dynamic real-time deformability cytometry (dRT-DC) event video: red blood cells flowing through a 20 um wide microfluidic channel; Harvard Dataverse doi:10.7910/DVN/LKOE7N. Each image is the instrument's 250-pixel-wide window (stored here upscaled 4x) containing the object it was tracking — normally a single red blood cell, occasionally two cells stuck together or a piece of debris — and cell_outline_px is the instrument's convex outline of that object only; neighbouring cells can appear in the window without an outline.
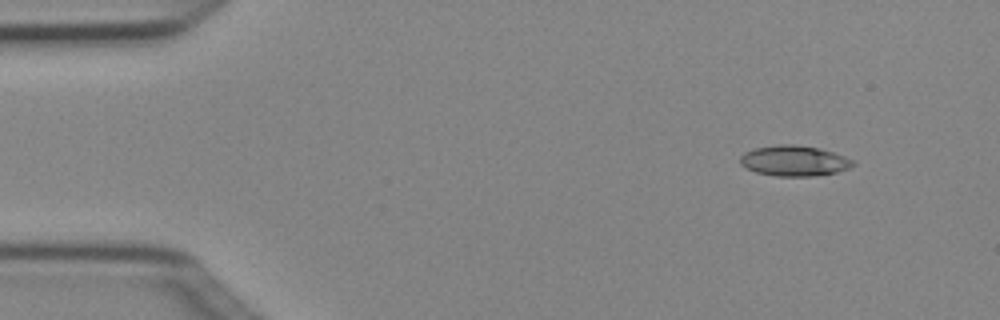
{"species": "Egyptian fruit bat (a non-hibernating species)", "species_latin": "Rousettus aegyptiacus", "temperature_condition": "cold", "stored_images_in_passage": 6, "camera_frame_rate_fps": 3000, "um_per_image_px": 0.085, "animal": {"sex": "female"}, "frame": {"image": 1, "passage_image": 2, "time_ms": 0.333, "image_size_px": [1000, 320], "cell_outline_px": [[856, 164], [848, 168], [836, 172], [812, 176], [776, 176], [756, 172], [744, 168], [740, 164], [740, 156], [744, 152], [756, 148], [776, 144], [792, 144], [820, 148], [856, 160]], "centroid_in_image_um": [67.49, 13.66], "position_along_channel_um": 17.5, "area_um2": 20.17}}
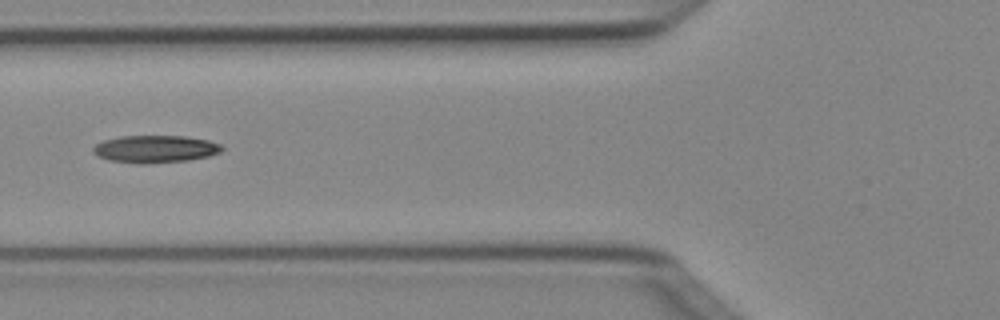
{"frame": {"image": 2, "passage_image": 6, "time_ms": 1.667, "image_size_px": [1000, 320], "cell_outline_px": [[224, 148], [220, 152], [208, 156], [188, 160], [144, 164], [140, 164], [108, 160], [92, 152], [92, 148], [96, 144], [104, 140], [120, 136], [184, 136], [208, 140], [220, 144]], "centroid_in_image_um": [13.18, 12.66], "position_along_channel_um": 112.6, "area_um2": 20.52}}